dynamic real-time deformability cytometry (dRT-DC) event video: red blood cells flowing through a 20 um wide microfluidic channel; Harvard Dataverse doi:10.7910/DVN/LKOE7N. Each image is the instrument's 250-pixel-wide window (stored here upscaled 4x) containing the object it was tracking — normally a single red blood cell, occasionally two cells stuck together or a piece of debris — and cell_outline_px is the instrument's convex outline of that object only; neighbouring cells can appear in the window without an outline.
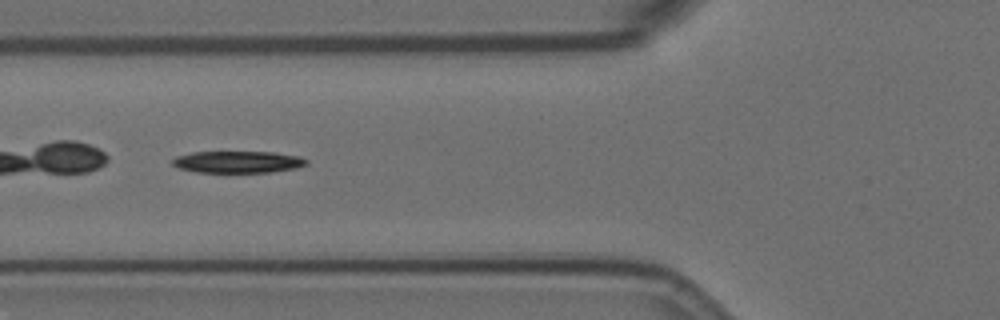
{"species": "Egyptian fruit bat (a non-hibernating species)", "species_latin": "Rousettus aegyptiacus", "temperature_condition": "room temperature", "stored_images_in_passage": 13, "camera_frame_rate_fps": 3000, "um_per_image_px": 0.085, "animal": {"sex": "female"}, "frame": {"image": 1, "passage_image": 4, "time_ms": 1.0, "image_size_px": [1000, 320], "cell_outline_px": [[308, 164], [296, 168], [272, 172], [196, 172], [180, 168], [172, 164], [172, 160], [176, 156], [192, 152], [276, 152], [300, 156], [308, 160]], "centroid_in_image_um": [20.25, 13.76], "position_along_channel_um": 105.5, "area_um2": 17.11}}
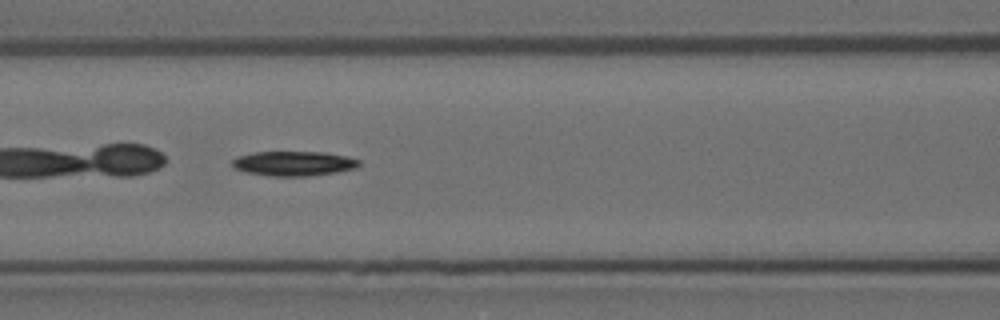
{"frame": {"image": 2, "passage_image": 7, "time_ms": 2.0, "image_size_px": [1000, 320], "cell_outline_px": [[360, 164], [356, 168], [336, 172], [308, 176], [268, 176], [248, 172], [236, 168], [232, 164], [232, 160], [236, 156], [252, 152], [324, 152], [348, 156], [360, 160]], "centroid_in_image_um": [24.98, 13.89], "position_along_channel_um": 141.6, "area_um2": 18.26}}
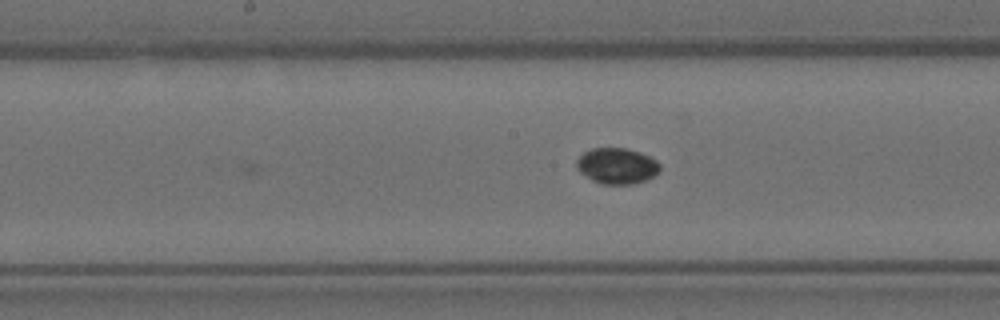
{"frame": {"image": 3, "passage_image": 13, "time_ms": 4.0, "image_size_px": [1000, 320], "cell_outline_px": [[660, 172], [644, 180], [632, 184], [600, 184], [592, 180], [580, 172], [576, 168], [576, 160], [584, 152], [592, 148], [624, 148], [640, 152], [656, 160], [660, 164]], "centroid_in_image_um": [52.42, 14.1], "position_along_channel_um": 195.8, "area_um2": 17.4}}